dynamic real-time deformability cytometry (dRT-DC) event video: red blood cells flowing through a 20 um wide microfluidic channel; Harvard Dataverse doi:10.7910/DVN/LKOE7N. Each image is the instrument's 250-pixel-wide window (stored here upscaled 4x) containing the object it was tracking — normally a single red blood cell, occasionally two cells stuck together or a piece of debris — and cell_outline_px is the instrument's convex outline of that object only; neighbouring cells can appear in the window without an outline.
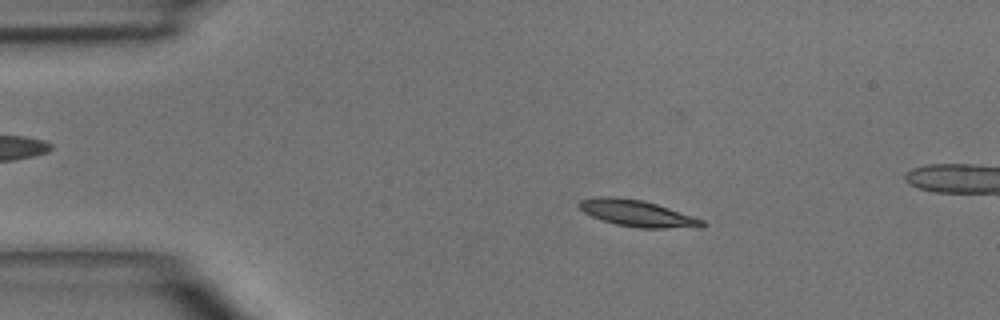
{"species": "common noctule bat (a hibernating species)", "species_latin": "Nyctalus noctula", "temperature_condition": "room temperature", "stored_images_in_passage": 3, "camera_frame_rate_fps": 3000, "um_per_image_px": 0.085, "animal": {"sex": "male", "body_mass_g": 15.6}, "frame": {"image": 1, "passage_image": 2, "time_ms": 1.0, "image_size_px": [1000, 320], "cell_outline_px": [[708, 224], [700, 228], [640, 228], [616, 224], [600, 220], [584, 212], [576, 204], [580, 200], [596, 196], [612, 196], [644, 200], [704, 220]], "centroid_in_image_um": [54.16, 18.14], "position_along_channel_um": 30.8, "area_um2": 19.13}}